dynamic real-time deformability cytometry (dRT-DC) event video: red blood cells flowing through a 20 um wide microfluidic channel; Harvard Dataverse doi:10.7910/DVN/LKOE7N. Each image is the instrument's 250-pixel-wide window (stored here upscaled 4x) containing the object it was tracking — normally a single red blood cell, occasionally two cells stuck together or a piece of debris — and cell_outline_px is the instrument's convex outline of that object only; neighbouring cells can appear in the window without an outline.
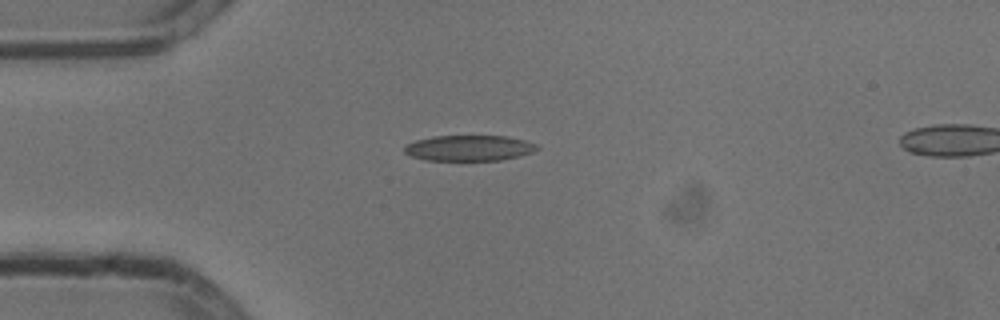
{"species": "common noctule bat (a hibernating species)", "species_latin": "Nyctalus noctula", "temperature_condition": "cold", "stored_images_in_passage": 36, "camera_frame_rate_fps": 3000, "um_per_image_px": 0.085, "animal": {"sex": "male", "body_mass_g": 13.3}, "frame": {"image": 1, "passage_image": 1, "time_ms": 0.0, "image_size_px": [1000, 320], "cell_outline_px": [[540, 148], [532, 152], [500, 160], [428, 160], [412, 156], [404, 152], [404, 148], [408, 144], [416, 140], [436, 136], [504, 136], [524, 140], [536, 144]], "centroid_in_image_um": [39.87, 12.58], "position_along_channel_um": 45.1, "area_um2": 19.48}}
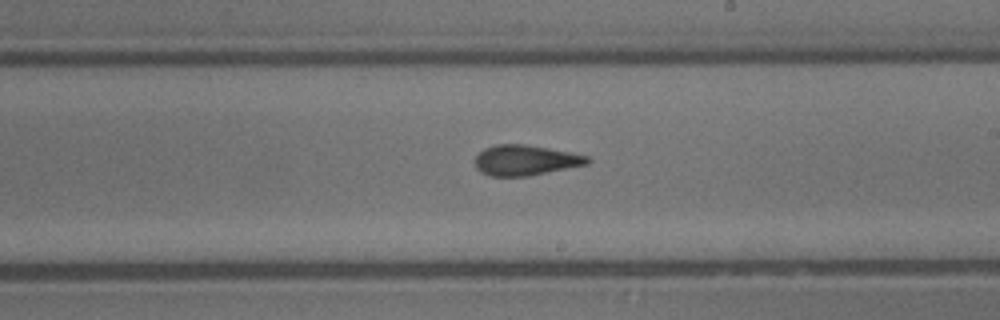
{"frame": {"image": 2, "passage_image": 18, "time_ms": 5.667, "image_size_px": [1000, 320], "cell_outline_px": [[592, 160], [588, 164], [524, 176], [492, 176], [480, 172], [476, 168], [476, 156], [484, 148], [496, 144], [524, 144], [548, 148], [588, 156]], "centroid_in_image_um": [44.64, 13.61], "position_along_channel_um": 244.4, "area_um2": 19.59}}
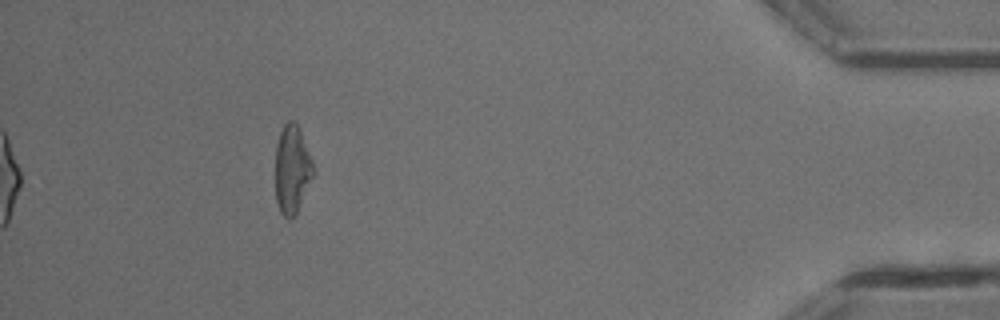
{"frame": {"image": 3, "passage_image": 36, "time_ms": 11.667, "image_size_px": [1000, 320], "cell_outline_px": [[316, 172], [296, 216], [288, 220], [280, 212], [276, 200], [276, 144], [280, 132], [284, 124], [288, 120], [292, 120], [300, 128], [312, 160]], "centroid_in_image_um": [24.85, 14.43], "position_along_channel_um": 410.3, "area_um2": 19.94}, "authors_computed_cell_mechanics": {"area_um2": 19.5653, "velocity_mm_per_s": 3.7938, "shape_relaxation_time_tau1_ms": null, "shape_relaxation_time_tau2_ms": 2.8176, "deformation_change_tau1": null, "deformation_change_tau2": 0.1112}}